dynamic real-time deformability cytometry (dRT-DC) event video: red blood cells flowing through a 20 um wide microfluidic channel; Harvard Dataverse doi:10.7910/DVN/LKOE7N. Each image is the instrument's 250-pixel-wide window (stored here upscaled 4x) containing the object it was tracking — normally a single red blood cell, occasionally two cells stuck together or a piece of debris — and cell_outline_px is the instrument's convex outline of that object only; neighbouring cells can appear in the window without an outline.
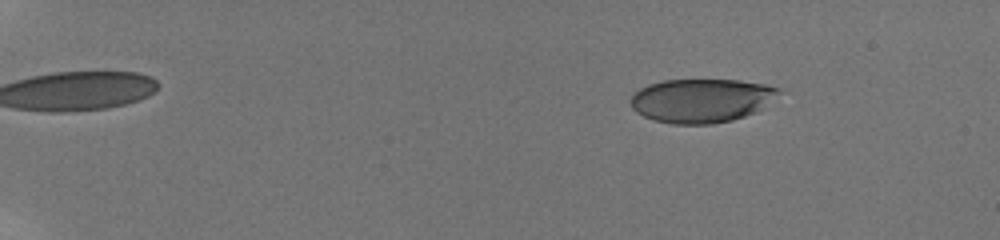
{"species": "human", "species_latin": "Homo sapiens", "temperature_condition": "room temperature", "stored_images_in_passage": 25, "camera_frame_rate_fps": 3000, "um_per_image_px": 0.085, "donor": {"sex": "male"}, "frame": {"image": 1, "passage_image": 11, "time_ms": 3.0, "image_size_px": [1000, 240], "cell_outline_px": [[780, 92], [756, 112], [732, 120], [712, 124], [672, 124], [652, 120], [636, 112], [632, 108], [632, 96], [640, 88], [648, 84], [664, 80], [740, 80], [764, 84], [780, 88]], "centroid_in_image_um": [59.59, 8.54], "position_along_channel_um": 25.4, "area_um2": 37.63}}
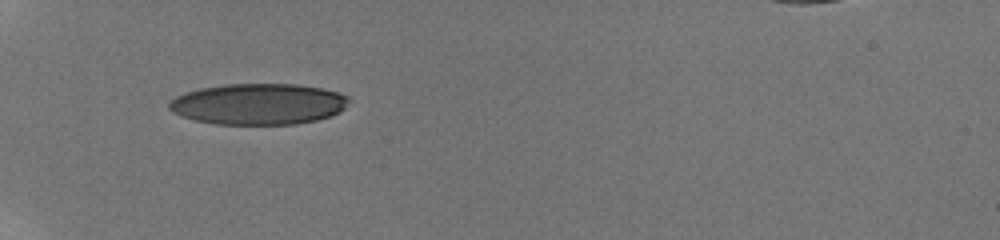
{"frame": {"image": 2, "passage_image": 24, "time_ms": 7.333, "image_size_px": [1000, 240], "cell_outline_px": [[352, 100], [340, 112], [316, 120], [296, 124], [216, 124], [196, 120], [172, 112], [168, 108], [168, 104], [176, 96], [200, 88], [228, 84], [296, 84], [320, 88], [336, 92], [348, 96]], "centroid_in_image_um": [21.99, 8.84], "position_along_channel_um": 63.0, "area_um2": 42.83}}